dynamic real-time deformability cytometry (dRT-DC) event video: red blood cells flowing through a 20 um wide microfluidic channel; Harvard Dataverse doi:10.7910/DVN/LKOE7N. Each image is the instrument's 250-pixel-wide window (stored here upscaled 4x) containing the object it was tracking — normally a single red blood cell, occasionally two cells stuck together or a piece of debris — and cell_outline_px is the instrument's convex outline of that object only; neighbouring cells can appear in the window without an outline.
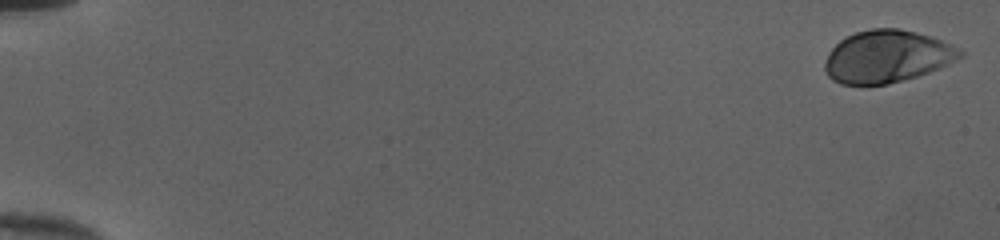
{"species": "human", "species_latin": "Homo sapiens", "temperature_condition": "cold", "stored_images_in_passage": 52, "camera_frame_rate_fps": 3000, "um_per_image_px": 0.085, "donor": {"sex": "female"}, "frame": {"image": 1, "passage_image": 1, "time_ms": 0.0, "image_size_px": [1000, 240], "cell_outline_px": [[964, 56], [940, 68], [904, 80], [888, 84], [840, 84], [832, 80], [828, 76], [824, 68], [824, 64], [828, 52], [840, 40], [856, 32], [872, 28], [900, 28], [916, 32], [940, 40], [964, 52]], "centroid_in_image_um": [75.37, 4.81], "position_along_channel_um": 9.6, "area_um2": 41.04}}
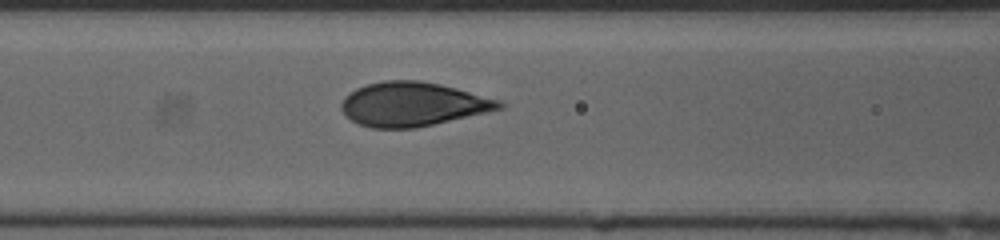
{"frame": {"image": 2, "passage_image": 24, "time_ms": 7.667, "image_size_px": [1000, 240], "cell_outline_px": [[504, 108], [416, 128], [372, 128], [360, 124], [352, 120], [340, 108], [340, 104], [356, 88], [368, 84], [384, 80], [416, 80], [440, 84], [456, 88], [500, 100], [504, 104]], "centroid_in_image_um": [35.1, 8.86], "position_along_channel_um": 131.5, "area_um2": 40.06}}
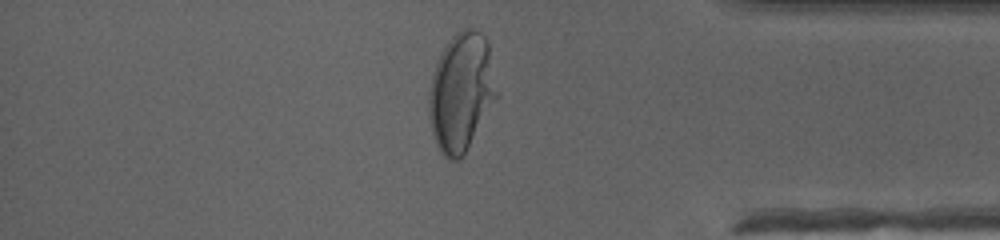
{"frame": {"image": 3, "passage_image": 45, "time_ms": 14.667, "image_size_px": [1000, 240], "cell_outline_px": [[500, 92], [460, 160], [452, 160], [444, 156], [440, 152], [432, 136], [428, 116], [428, 92], [432, 72], [440, 52], [452, 36], [460, 28], [472, 28], [480, 32], [484, 36], [488, 44]], "centroid_in_image_um": [39.19, 7.8], "position_along_channel_um": 396.0, "area_um2": 47.4}, "authors_computed_cell_mechanics": {"area_um2": 40.6623, "velocity_mm_per_s": 4.0156, "shape_relaxation_time_tau1_ms": 4.2883, "shape_relaxation_time_tau2_ms": null, "deformation_change_tau1": 0.1892, "deformation_change_tau2": null}}